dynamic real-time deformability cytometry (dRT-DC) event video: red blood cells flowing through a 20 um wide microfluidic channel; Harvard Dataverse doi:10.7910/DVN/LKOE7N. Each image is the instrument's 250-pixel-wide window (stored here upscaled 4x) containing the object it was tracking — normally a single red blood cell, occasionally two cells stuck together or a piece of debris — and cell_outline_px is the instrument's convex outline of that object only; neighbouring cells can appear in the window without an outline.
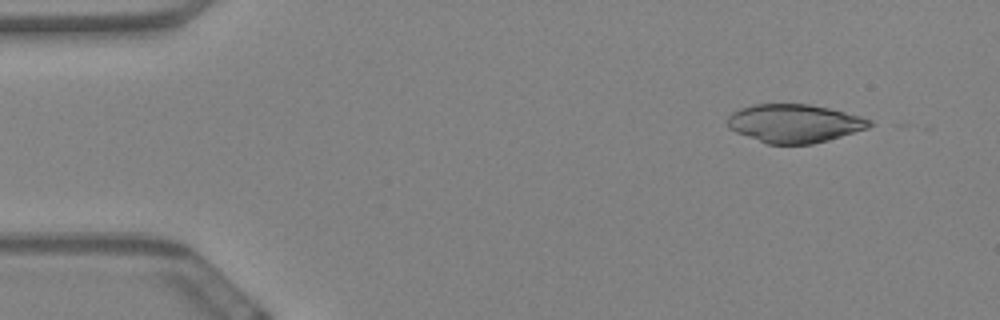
{"species": "Egyptian fruit bat (a non-hibernating species)", "species_latin": "Rousettus aegyptiacus", "temperature_condition": "warm", "stored_images_in_passage": 20, "camera_frame_rate_fps": 3000, "um_per_image_px": 0.085, "animal": {"sex": "female"}, "frame": {"image": 1, "passage_image": 3, "time_ms": 0.667, "image_size_px": [1000, 320], "cell_outline_px": [[872, 124], [868, 128], [828, 140], [812, 144], [768, 144], [736, 132], [728, 128], [724, 120], [732, 112], [740, 108], [752, 104], [808, 104], [828, 108], [860, 116], [872, 120]], "centroid_in_image_um": [67.48, 10.48], "position_along_channel_um": 17.5, "area_um2": 31.79}}
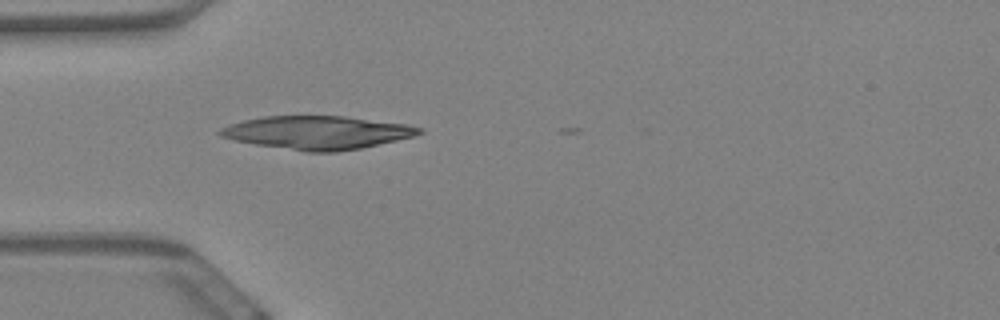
{"frame": {"image": 2, "passage_image": 15, "time_ms": 4.667, "image_size_px": [1000, 320], "cell_outline_px": [[424, 132], [412, 136], [396, 140], [360, 148], [336, 152], [308, 152], [256, 144], [236, 140], [220, 136], [216, 132], [220, 128], [228, 124], [244, 120], [264, 116], [344, 116], [408, 124], [424, 128]], "centroid_in_image_um": [26.96, 11.26], "position_along_channel_um": 58.0, "area_um2": 38.44}}
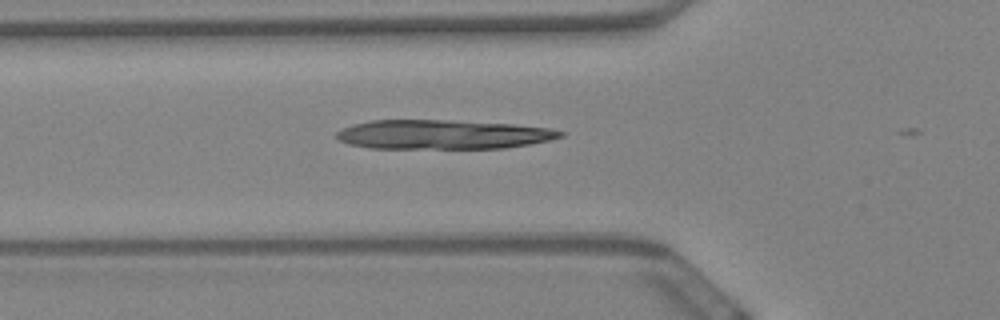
{"frame": {"image": 3, "passage_image": 18, "time_ms": 5.667, "image_size_px": [1000, 320], "cell_outline_px": [[564, 136], [548, 140], [528, 144], [504, 148], [368, 148], [348, 144], [340, 140], [336, 136], [336, 132], [340, 128], [352, 124], [368, 120], [448, 120], [512, 124], [548, 128], [564, 132]], "centroid_in_image_um": [37.56, 11.43], "position_along_channel_um": 88.2, "area_um2": 38.15}}